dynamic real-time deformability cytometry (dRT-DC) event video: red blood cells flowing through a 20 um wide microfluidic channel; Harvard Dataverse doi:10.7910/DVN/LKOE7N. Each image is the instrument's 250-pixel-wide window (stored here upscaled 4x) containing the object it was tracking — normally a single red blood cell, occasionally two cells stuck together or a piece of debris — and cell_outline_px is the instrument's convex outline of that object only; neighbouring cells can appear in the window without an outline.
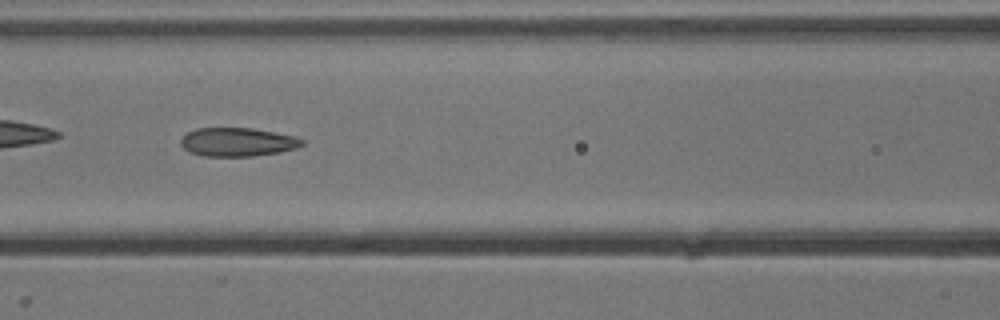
{"species": "common noctule bat (a hibernating species)", "species_latin": "Nyctalus noctula", "temperature_condition": "cold", "stored_images_in_passage": 50, "camera_frame_rate_fps": 3000, "um_per_image_px": 0.085, "animal": {"sex": "male", "body_mass_g": 13.3}, "frame": {"image": 1, "passage_image": 22, "time_ms": 7.0, "image_size_px": [1000, 320], "cell_outline_px": [[304, 144], [296, 148], [280, 152], [252, 156], [204, 156], [188, 152], [180, 144], [180, 140], [188, 132], [196, 128], [252, 128], [296, 136], [304, 140]], "centroid_in_image_um": [20.19, 12.07], "position_along_channel_um": 146.4, "area_um2": 20.29}}